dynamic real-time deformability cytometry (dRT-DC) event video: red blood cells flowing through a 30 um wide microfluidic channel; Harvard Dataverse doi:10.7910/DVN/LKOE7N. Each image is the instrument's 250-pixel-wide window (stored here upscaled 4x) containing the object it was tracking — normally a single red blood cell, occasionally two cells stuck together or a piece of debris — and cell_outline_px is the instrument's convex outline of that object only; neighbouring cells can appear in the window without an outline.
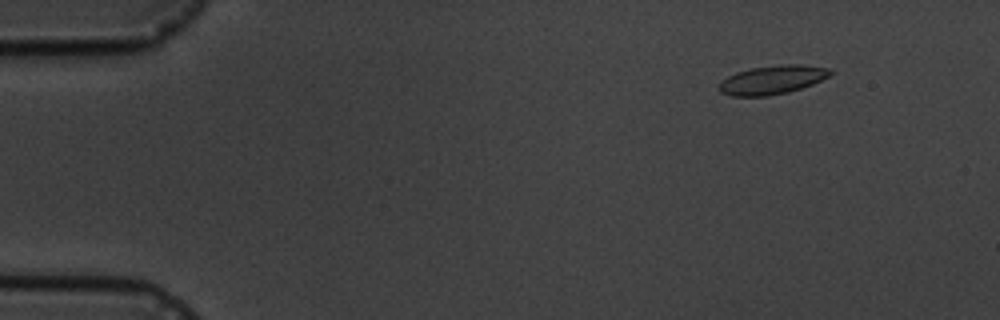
{"species": "common noctule bat (a hibernating species)", "species_latin": "Nyctalus noctula", "temperature_condition": "cold", "stored_images_in_passage": 5, "camera_frame_rate_fps": 3000, "um_per_image_px": 0.085, "animal": {"sex": "male", "body_mass_g": 19.5, "forearm_length_mm": 54.6}, "frame": {"image": 1, "passage_image": 2, "time_ms": 1.0, "image_size_px": [1000, 320], "cell_outline_px": [[832, 72], [828, 76], [812, 84], [788, 92], [768, 96], [728, 96], [720, 92], [716, 88], [720, 80], [736, 72], [752, 68], [784, 64], [804, 64], [832, 68]], "centroid_in_image_um": [65.6, 6.78], "position_along_channel_um": 19.4, "area_um2": 18.84}}
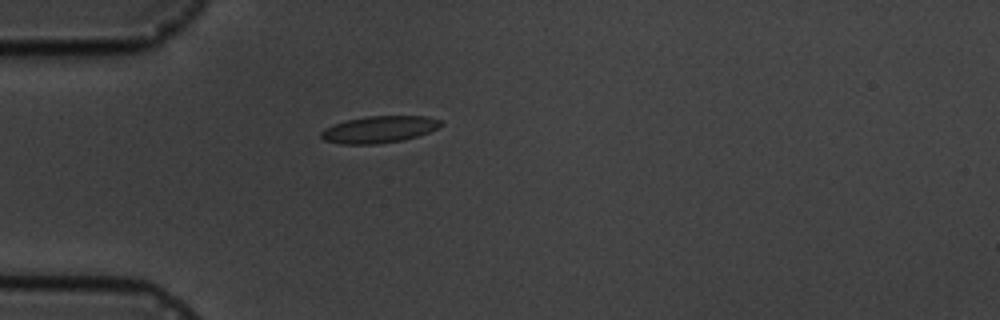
{"frame": {"image": 2, "passage_image": 5, "time_ms": 4.333, "image_size_px": [1000, 320], "cell_outline_px": [[444, 124], [440, 128], [404, 140], [376, 144], [344, 144], [324, 140], [320, 136], [320, 132], [324, 128], [332, 124], [344, 120], [368, 116], [428, 116], [440, 120]], "centroid_in_image_um": [32.22, 10.99], "position_along_channel_um": 52.8, "area_um2": 18.9}}